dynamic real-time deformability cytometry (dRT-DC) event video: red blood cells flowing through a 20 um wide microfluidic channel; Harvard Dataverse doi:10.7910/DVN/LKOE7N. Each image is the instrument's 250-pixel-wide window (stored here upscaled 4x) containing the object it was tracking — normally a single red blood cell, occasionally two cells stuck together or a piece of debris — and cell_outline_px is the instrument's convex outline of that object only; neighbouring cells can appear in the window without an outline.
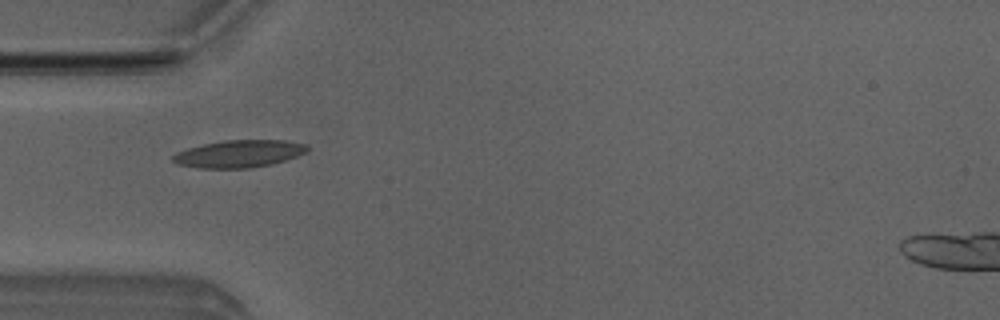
{"species": "Egyptian fruit bat (a non-hibernating species)", "species_latin": "Rousettus aegyptiacus", "temperature_condition": "room temperature", "stored_images_in_passage": 1, "camera_frame_rate_fps": 3000, "um_per_image_px": 0.085, "animal": {"sex": "male"}, "frame": {"image": 1, "passage_image": 1, "time_ms": 0.0, "image_size_px": [1000, 320], "cell_outline_px": [[308, 148], [304, 152], [296, 156], [272, 164], [252, 168], [200, 168], [176, 164], [172, 160], [172, 156], [176, 152], [188, 148], [204, 144], [224, 140], [284, 140], [304, 144]], "centroid_in_image_um": [20.26, 13.07], "position_along_channel_um": 64.7, "area_um2": 21.27}}